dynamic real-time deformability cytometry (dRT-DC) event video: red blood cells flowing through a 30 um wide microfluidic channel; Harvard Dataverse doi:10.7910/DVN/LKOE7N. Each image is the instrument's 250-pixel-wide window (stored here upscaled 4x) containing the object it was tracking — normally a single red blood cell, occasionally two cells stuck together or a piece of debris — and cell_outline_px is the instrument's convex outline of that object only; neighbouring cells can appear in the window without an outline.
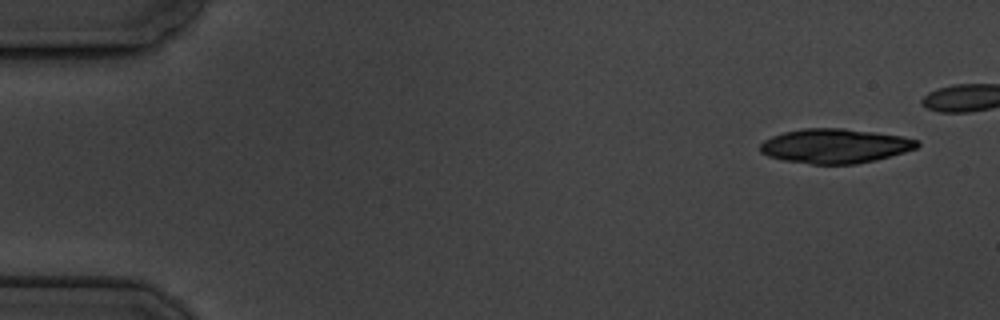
{"species": "common noctule bat (a hibernating species)", "species_latin": "Nyctalus noctula", "temperature_condition": "cold", "stored_images_in_passage": 6, "camera_frame_rate_fps": 3000, "um_per_image_px": 0.085, "animal": {"sex": "male", "body_mass_g": 19.5, "forearm_length_mm": 54.6}, "frame": {"image": 1, "passage_image": 1, "time_ms": 0.0, "image_size_px": [1000, 320], "cell_outline_px": [[920, 144], [916, 148], [904, 152], [876, 160], [856, 164], [812, 164], [784, 160], [768, 156], [760, 152], [760, 144], [764, 140], [772, 136], [784, 132], [804, 128], [844, 128], [900, 136], [920, 140]], "centroid_in_image_um": [70.97, 12.41], "position_along_channel_um": 14.0, "area_um2": 31.44}}